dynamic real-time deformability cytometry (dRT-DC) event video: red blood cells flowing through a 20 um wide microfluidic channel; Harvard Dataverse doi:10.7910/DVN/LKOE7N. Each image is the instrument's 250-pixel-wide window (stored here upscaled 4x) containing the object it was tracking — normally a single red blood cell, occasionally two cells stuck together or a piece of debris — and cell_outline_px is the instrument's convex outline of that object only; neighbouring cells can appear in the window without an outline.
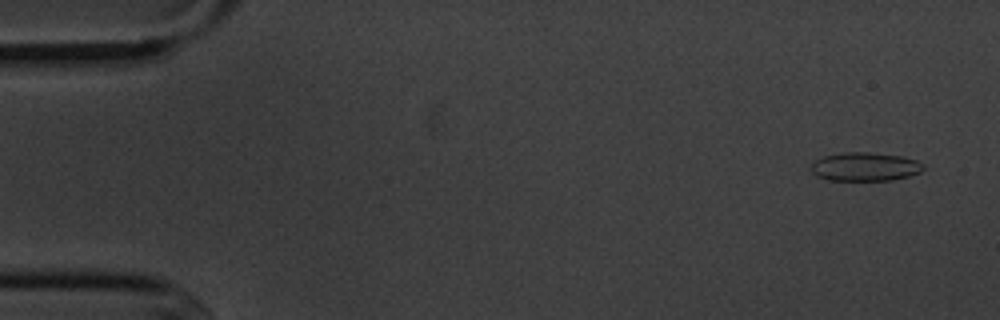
{"species": "common noctule bat (a hibernating species)", "species_latin": "Nyctalus noctula", "temperature_condition": "cold", "stored_images_in_passage": 5, "camera_frame_rate_fps": 3000, "um_per_image_px": 0.085, "animal": {"sex": "male", "body_mass_g": 20.1, "forearm_length_mm": 53.5}, "frame": {"image": 1, "passage_image": 1, "time_ms": 0.0, "image_size_px": [1000, 320], "cell_outline_px": [[924, 168], [920, 172], [908, 176], [892, 180], [828, 180], [816, 176], [812, 172], [812, 164], [816, 160], [824, 156], [844, 152], [868, 152], [900, 156], [916, 160], [924, 164]], "centroid_in_image_um": [73.53, 14.17], "position_along_channel_um": 11.5, "area_um2": 18.61}}